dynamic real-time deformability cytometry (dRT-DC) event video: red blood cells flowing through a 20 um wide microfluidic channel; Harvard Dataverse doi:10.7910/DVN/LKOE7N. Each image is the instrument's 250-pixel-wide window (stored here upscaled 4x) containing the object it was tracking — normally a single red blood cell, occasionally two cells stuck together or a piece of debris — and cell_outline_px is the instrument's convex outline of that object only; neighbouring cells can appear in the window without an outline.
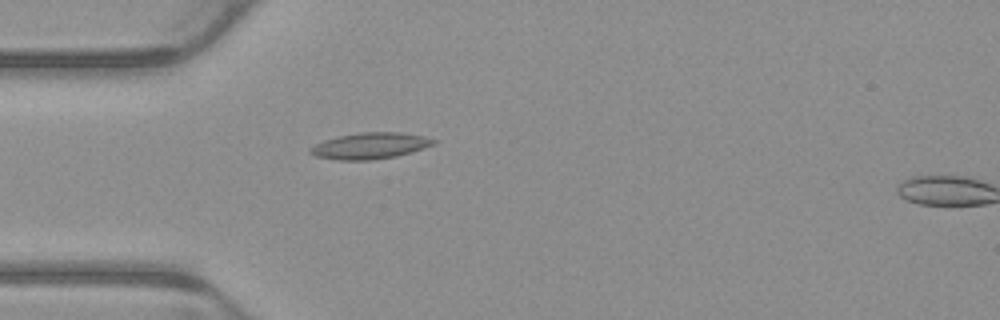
{"species": "common noctule bat (a hibernating species)", "species_latin": "Nyctalus noctula", "temperature_condition": "warm", "stored_images_in_passage": 5, "camera_frame_rate_fps": 3000, "um_per_image_px": 0.085, "animal": {"sex": "male", "body_mass_g": 23.1, "forearm_length_mm": 52.7}, "frame": {"image": 1, "passage_image": 4, "time_ms": 1.0, "image_size_px": [1000, 320], "cell_outline_px": [[436, 140], [432, 144], [424, 148], [396, 156], [372, 160], [340, 160], [316, 156], [308, 152], [308, 148], [324, 140], [340, 136], [360, 132], [400, 132], [424, 136]], "centroid_in_image_um": [31.43, 12.39], "position_along_channel_um": 53.6, "area_um2": 18.67}}